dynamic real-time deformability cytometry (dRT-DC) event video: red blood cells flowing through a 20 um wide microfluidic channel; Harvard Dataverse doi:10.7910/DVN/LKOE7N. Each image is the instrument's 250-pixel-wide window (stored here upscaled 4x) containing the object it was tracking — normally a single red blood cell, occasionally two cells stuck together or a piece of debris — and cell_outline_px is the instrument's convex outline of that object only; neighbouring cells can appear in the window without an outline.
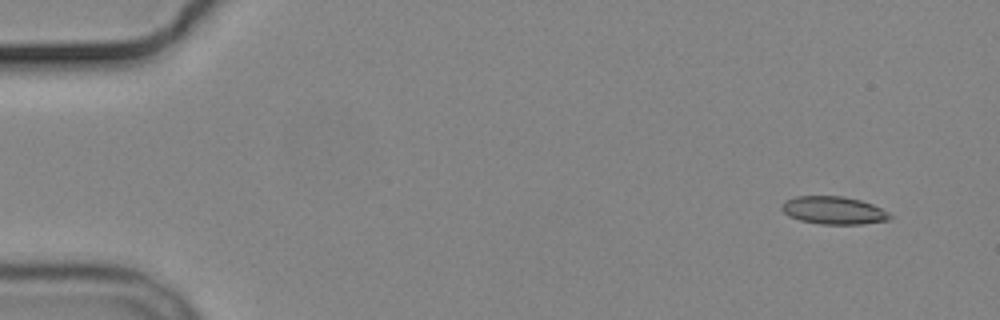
{"species": "common noctule bat (a hibernating species)", "species_latin": "Nyctalus noctula", "temperature_condition": "cold", "stored_images_in_passage": 14, "camera_frame_rate_fps": 3000, "um_per_image_px": 0.085, "animal": {"sex": "male", "body_mass_g": 19.2, "forearm_length_mm": 51.8}, "frame": {"image": 1, "passage_image": 1, "time_ms": 0.0, "image_size_px": [1000, 320], "cell_outline_px": [[892, 216], [888, 220], [860, 224], [820, 224], [800, 220], [788, 216], [780, 208], [784, 200], [796, 196], [844, 196], [860, 200], [872, 204], [888, 212]], "centroid_in_image_um": [70.82, 17.87], "position_along_channel_um": 14.2, "area_um2": 17.51}}
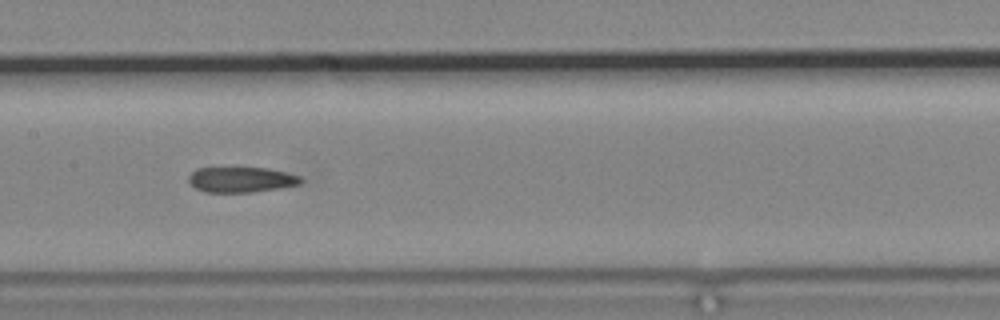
{"frame": {"image": 2, "passage_image": 7, "time_ms": 8.0, "image_size_px": [1000, 320], "cell_outline_px": [[304, 180], [300, 184], [280, 188], [252, 192], [204, 192], [196, 188], [188, 180], [188, 176], [196, 168], [268, 168], [300, 176]], "centroid_in_image_um": [20.51, 15.27], "position_along_channel_um": 186.9, "area_um2": 16.53}}
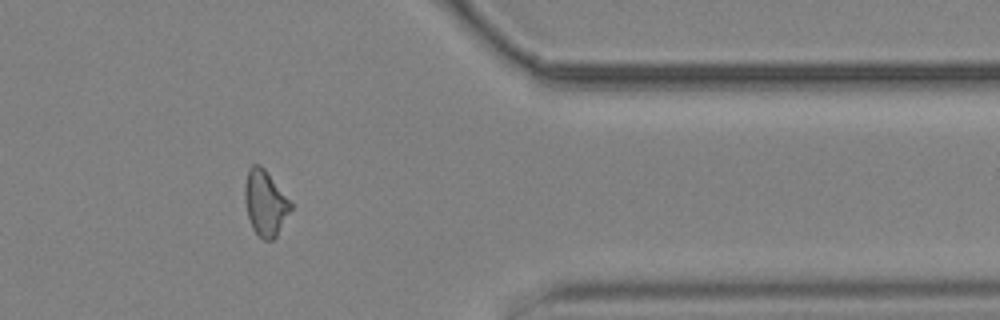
{"frame": {"image": 3, "passage_image": 12, "time_ms": 14.0, "image_size_px": [1000, 320], "cell_outline_px": [[292, 208], [276, 236], [272, 240], [264, 240], [252, 228], [248, 216], [244, 200], [244, 184], [248, 168], [252, 164], [260, 164], [264, 168], [292, 204]], "centroid_in_image_um": [22.51, 17.23], "position_along_channel_um": 388.9, "area_um2": 17.34}, "authors_computed_cell_mechanics": {"area_um2": 17.6579, "velocity_mm_per_s": 3.6751, "shape_relaxation_time_tau1_ms": null, "shape_relaxation_time_tau2_ms": 5.9121, "deformation_change_tau1": null, "deformation_change_tau2": 0.1358}}